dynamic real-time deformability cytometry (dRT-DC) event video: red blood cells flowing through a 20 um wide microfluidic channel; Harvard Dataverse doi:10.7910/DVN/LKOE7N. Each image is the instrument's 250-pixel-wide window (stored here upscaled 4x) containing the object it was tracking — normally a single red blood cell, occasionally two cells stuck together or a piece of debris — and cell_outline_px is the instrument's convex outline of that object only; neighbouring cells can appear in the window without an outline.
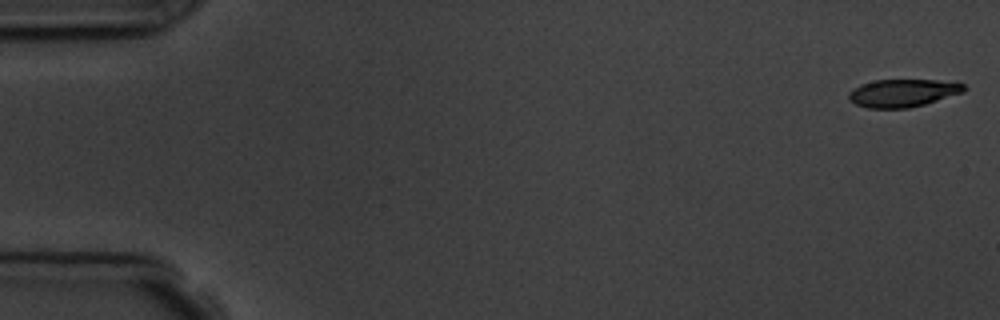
{"species": "common noctule bat (a hibernating species)", "species_latin": "Nyctalus noctula", "temperature_condition": "room temperature", "stored_images_in_passage": 5, "camera_frame_rate_fps": 3000, "um_per_image_px": 0.085, "animal": {"sex": "male", "body_mass_g": 19.5, "forearm_length_mm": 54.6}, "frame": {"image": 1, "passage_image": 1, "time_ms": 0.0, "image_size_px": [1000, 320], "cell_outline_px": [[968, 88], [964, 92], [924, 104], [908, 108], [868, 108], [856, 104], [848, 100], [848, 92], [860, 84], [876, 80], [956, 80], [964, 84]], "centroid_in_image_um": [76.78, 7.89], "position_along_channel_um": 8.2, "area_um2": 18.9}}
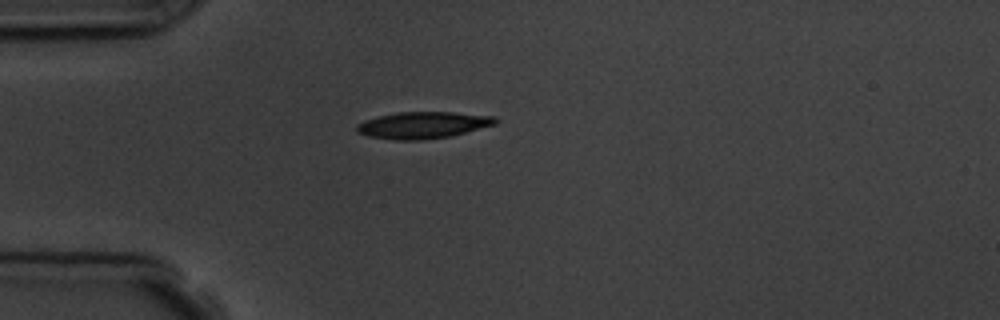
{"frame": {"image": 2, "passage_image": 5, "time_ms": 4.667, "image_size_px": [1000, 320], "cell_outline_px": [[500, 120], [496, 124], [448, 136], [424, 140], [396, 140], [368, 136], [356, 132], [356, 124], [364, 120], [396, 112], [452, 112], [496, 116]], "centroid_in_image_um": [35.94, 10.63], "position_along_channel_um": 49.1, "area_um2": 21.56}}